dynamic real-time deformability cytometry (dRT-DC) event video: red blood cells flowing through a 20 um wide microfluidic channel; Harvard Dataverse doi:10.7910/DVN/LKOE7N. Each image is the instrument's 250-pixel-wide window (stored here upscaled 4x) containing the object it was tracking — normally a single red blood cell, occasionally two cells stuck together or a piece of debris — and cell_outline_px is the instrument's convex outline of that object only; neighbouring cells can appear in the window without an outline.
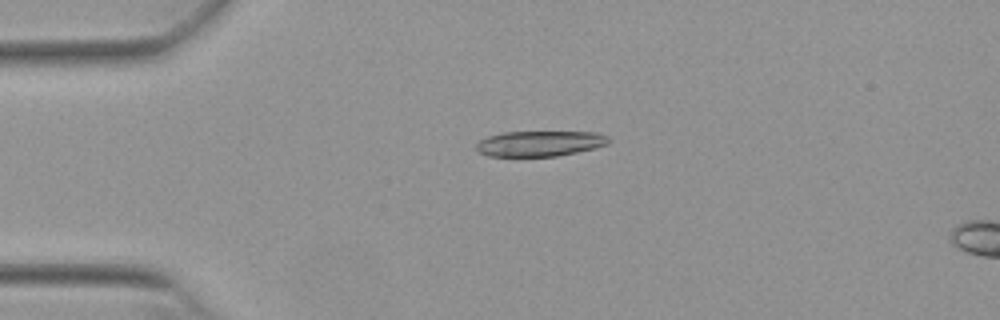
{"species": "Egyptian fruit bat (a non-hibernating species)", "species_latin": "Rousettus aegyptiacus", "temperature_condition": "warm", "stored_images_in_passage": 6, "camera_frame_rate_fps": 3000, "um_per_image_px": 0.085, "animal": {"sex": "female"}, "frame": {"image": 1, "passage_image": 3, "time_ms": 0.667, "image_size_px": [1000, 320], "cell_outline_px": [[612, 140], [608, 144], [596, 148], [556, 156], [488, 156], [476, 152], [476, 144], [480, 140], [488, 136], [504, 132], [596, 132], [608, 136]], "centroid_in_image_um": [45.89, 12.2], "position_along_channel_um": 39.1, "area_um2": 19.77}}